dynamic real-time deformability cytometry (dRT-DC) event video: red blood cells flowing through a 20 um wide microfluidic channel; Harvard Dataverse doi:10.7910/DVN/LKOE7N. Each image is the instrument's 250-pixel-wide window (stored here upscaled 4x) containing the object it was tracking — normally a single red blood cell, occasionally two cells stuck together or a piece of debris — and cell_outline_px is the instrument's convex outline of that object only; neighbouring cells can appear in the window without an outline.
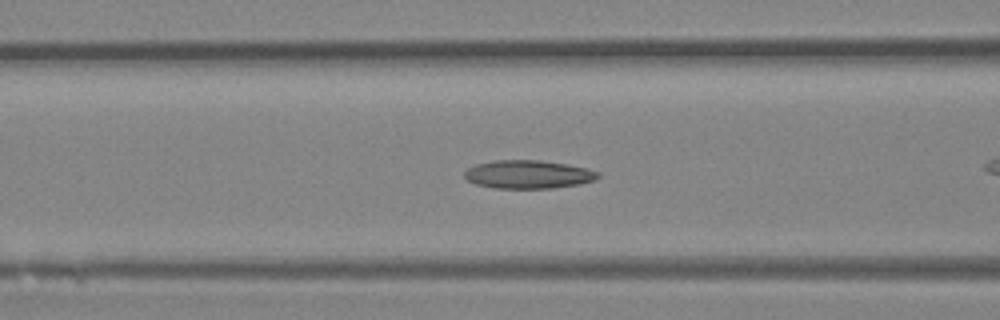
{"species": "Egyptian fruit bat (a non-hibernating species)", "species_latin": "Rousettus aegyptiacus", "temperature_condition": "room temperature", "stored_images_in_passage": 32, "camera_frame_rate_fps": 3000, "um_per_image_px": 0.085, "animal": {"sex": "female"}, "frame": {"image": 1, "passage_image": 5, "time_ms": 1.333, "image_size_px": [1000, 320], "cell_outline_px": [[600, 176], [596, 180], [580, 184], [552, 188], [492, 188], [476, 184], [468, 180], [464, 176], [464, 172], [468, 168], [476, 164], [496, 160], [540, 160], [568, 164], [600, 172]], "centroid_in_image_um": [44.91, 14.82], "position_along_channel_um": 121.7, "area_um2": 22.08}}
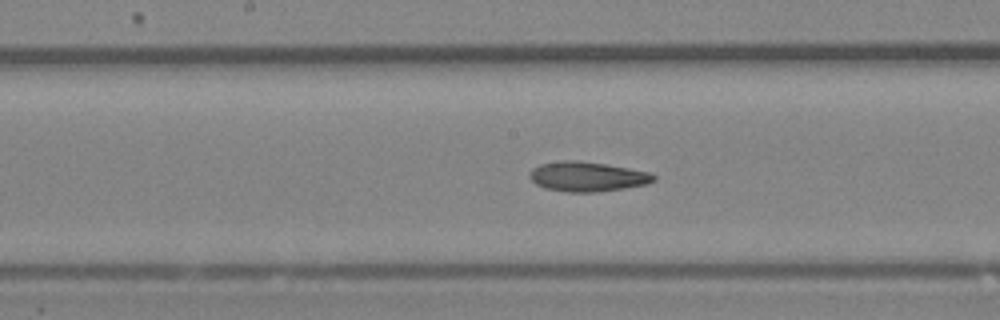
{"frame": {"image": 2, "passage_image": 10, "time_ms": 3.0, "image_size_px": [1000, 320], "cell_outline_px": [[656, 180], [648, 184], [624, 188], [596, 192], [568, 192], [544, 188], [536, 184], [528, 176], [528, 172], [532, 168], [540, 164], [560, 160], [576, 160], [604, 164], [628, 168], [648, 172], [656, 176]], "centroid_in_image_um": [49.89, 15.01], "position_along_channel_um": 198.3, "area_um2": 21.56}}
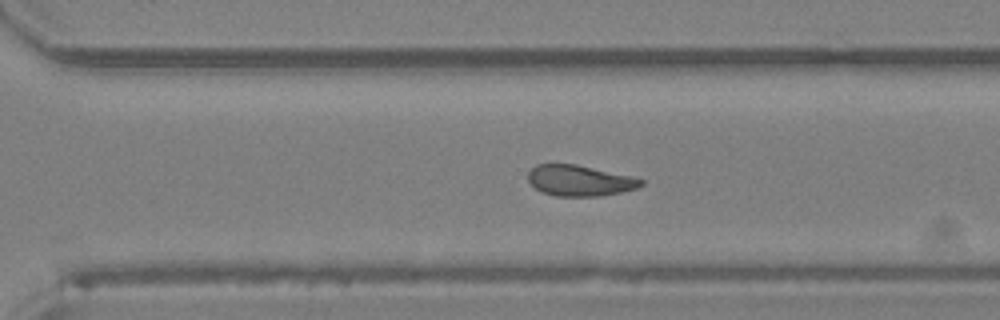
{"frame": {"image": 3, "passage_image": 18, "time_ms": 5.667, "image_size_px": [1000, 320], "cell_outline_px": [[644, 184], [636, 188], [620, 192], [600, 196], [556, 196], [544, 192], [536, 188], [528, 180], [528, 172], [536, 164], [576, 164], [632, 176], [644, 180]], "centroid_in_image_um": [49.28, 15.34], "position_along_channel_um": 321.3, "area_um2": 20.17}}